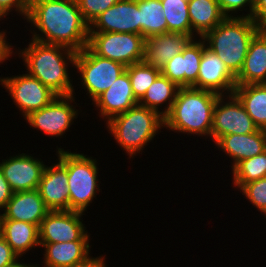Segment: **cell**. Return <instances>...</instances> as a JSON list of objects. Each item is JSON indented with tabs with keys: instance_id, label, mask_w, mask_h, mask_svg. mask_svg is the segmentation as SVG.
Returning a JSON list of instances; mask_svg holds the SVG:
<instances>
[{
	"instance_id": "cell-12",
	"label": "cell",
	"mask_w": 266,
	"mask_h": 267,
	"mask_svg": "<svg viewBox=\"0 0 266 267\" xmlns=\"http://www.w3.org/2000/svg\"><path fill=\"white\" fill-rule=\"evenodd\" d=\"M83 215L85 213L71 210L49 211L39 226L40 243L89 241Z\"/></svg>"
},
{
	"instance_id": "cell-21",
	"label": "cell",
	"mask_w": 266,
	"mask_h": 267,
	"mask_svg": "<svg viewBox=\"0 0 266 267\" xmlns=\"http://www.w3.org/2000/svg\"><path fill=\"white\" fill-rule=\"evenodd\" d=\"M49 211L39 190L35 189L14 192L0 216L1 219L24 221L40 226Z\"/></svg>"
},
{
	"instance_id": "cell-6",
	"label": "cell",
	"mask_w": 266,
	"mask_h": 267,
	"mask_svg": "<svg viewBox=\"0 0 266 267\" xmlns=\"http://www.w3.org/2000/svg\"><path fill=\"white\" fill-rule=\"evenodd\" d=\"M56 147L57 160L67 169L69 210L85 213L101 190L99 164L92 156Z\"/></svg>"
},
{
	"instance_id": "cell-28",
	"label": "cell",
	"mask_w": 266,
	"mask_h": 267,
	"mask_svg": "<svg viewBox=\"0 0 266 267\" xmlns=\"http://www.w3.org/2000/svg\"><path fill=\"white\" fill-rule=\"evenodd\" d=\"M140 35L144 38L168 33L161 0H138Z\"/></svg>"
},
{
	"instance_id": "cell-39",
	"label": "cell",
	"mask_w": 266,
	"mask_h": 267,
	"mask_svg": "<svg viewBox=\"0 0 266 267\" xmlns=\"http://www.w3.org/2000/svg\"><path fill=\"white\" fill-rule=\"evenodd\" d=\"M106 257L103 255L92 257L91 255L88 256L81 262L76 263L72 267H106Z\"/></svg>"
},
{
	"instance_id": "cell-29",
	"label": "cell",
	"mask_w": 266,
	"mask_h": 267,
	"mask_svg": "<svg viewBox=\"0 0 266 267\" xmlns=\"http://www.w3.org/2000/svg\"><path fill=\"white\" fill-rule=\"evenodd\" d=\"M234 185L238 191L247 183L266 177V150L237 163L231 170Z\"/></svg>"
},
{
	"instance_id": "cell-3",
	"label": "cell",
	"mask_w": 266,
	"mask_h": 267,
	"mask_svg": "<svg viewBox=\"0 0 266 267\" xmlns=\"http://www.w3.org/2000/svg\"><path fill=\"white\" fill-rule=\"evenodd\" d=\"M219 96L209 90L179 88L171 110L164 116V128L211 139L213 110Z\"/></svg>"
},
{
	"instance_id": "cell-15",
	"label": "cell",
	"mask_w": 266,
	"mask_h": 267,
	"mask_svg": "<svg viewBox=\"0 0 266 267\" xmlns=\"http://www.w3.org/2000/svg\"><path fill=\"white\" fill-rule=\"evenodd\" d=\"M236 86V76L214 52L205 47L197 82L192 88L209 90L219 95H230Z\"/></svg>"
},
{
	"instance_id": "cell-11",
	"label": "cell",
	"mask_w": 266,
	"mask_h": 267,
	"mask_svg": "<svg viewBox=\"0 0 266 267\" xmlns=\"http://www.w3.org/2000/svg\"><path fill=\"white\" fill-rule=\"evenodd\" d=\"M259 128L247 114L242 103L234 95H220L213 110L211 140L215 143L221 136L254 133Z\"/></svg>"
},
{
	"instance_id": "cell-5",
	"label": "cell",
	"mask_w": 266,
	"mask_h": 267,
	"mask_svg": "<svg viewBox=\"0 0 266 267\" xmlns=\"http://www.w3.org/2000/svg\"><path fill=\"white\" fill-rule=\"evenodd\" d=\"M260 27L249 17H226L202 39L236 76L242 69L253 37Z\"/></svg>"
},
{
	"instance_id": "cell-17",
	"label": "cell",
	"mask_w": 266,
	"mask_h": 267,
	"mask_svg": "<svg viewBox=\"0 0 266 267\" xmlns=\"http://www.w3.org/2000/svg\"><path fill=\"white\" fill-rule=\"evenodd\" d=\"M92 104L99 111L98 117L105 122L137 105L138 100L133 94L127 71L125 70L114 84L98 96Z\"/></svg>"
},
{
	"instance_id": "cell-43",
	"label": "cell",
	"mask_w": 266,
	"mask_h": 267,
	"mask_svg": "<svg viewBox=\"0 0 266 267\" xmlns=\"http://www.w3.org/2000/svg\"><path fill=\"white\" fill-rule=\"evenodd\" d=\"M0 236H1V216H0Z\"/></svg>"
},
{
	"instance_id": "cell-24",
	"label": "cell",
	"mask_w": 266,
	"mask_h": 267,
	"mask_svg": "<svg viewBox=\"0 0 266 267\" xmlns=\"http://www.w3.org/2000/svg\"><path fill=\"white\" fill-rule=\"evenodd\" d=\"M1 236L19 257L40 248L39 226L29 222L1 219Z\"/></svg>"
},
{
	"instance_id": "cell-27",
	"label": "cell",
	"mask_w": 266,
	"mask_h": 267,
	"mask_svg": "<svg viewBox=\"0 0 266 267\" xmlns=\"http://www.w3.org/2000/svg\"><path fill=\"white\" fill-rule=\"evenodd\" d=\"M178 90L179 87L161 73L138 101V104L155 110L164 117L171 110ZM163 104L164 108H162Z\"/></svg>"
},
{
	"instance_id": "cell-22",
	"label": "cell",
	"mask_w": 266,
	"mask_h": 267,
	"mask_svg": "<svg viewBox=\"0 0 266 267\" xmlns=\"http://www.w3.org/2000/svg\"><path fill=\"white\" fill-rule=\"evenodd\" d=\"M236 84H266V29L253 37L242 69L236 75Z\"/></svg>"
},
{
	"instance_id": "cell-32",
	"label": "cell",
	"mask_w": 266,
	"mask_h": 267,
	"mask_svg": "<svg viewBox=\"0 0 266 267\" xmlns=\"http://www.w3.org/2000/svg\"><path fill=\"white\" fill-rule=\"evenodd\" d=\"M239 191L262 215L266 212V177L245 184Z\"/></svg>"
},
{
	"instance_id": "cell-8",
	"label": "cell",
	"mask_w": 266,
	"mask_h": 267,
	"mask_svg": "<svg viewBox=\"0 0 266 267\" xmlns=\"http://www.w3.org/2000/svg\"><path fill=\"white\" fill-rule=\"evenodd\" d=\"M87 46L95 54L127 67L143 61L145 38L135 33L89 32Z\"/></svg>"
},
{
	"instance_id": "cell-16",
	"label": "cell",
	"mask_w": 266,
	"mask_h": 267,
	"mask_svg": "<svg viewBox=\"0 0 266 267\" xmlns=\"http://www.w3.org/2000/svg\"><path fill=\"white\" fill-rule=\"evenodd\" d=\"M89 32H124L140 35L138 0H120L100 14Z\"/></svg>"
},
{
	"instance_id": "cell-42",
	"label": "cell",
	"mask_w": 266,
	"mask_h": 267,
	"mask_svg": "<svg viewBox=\"0 0 266 267\" xmlns=\"http://www.w3.org/2000/svg\"><path fill=\"white\" fill-rule=\"evenodd\" d=\"M14 50H0V64H4L6 60H10L13 55Z\"/></svg>"
},
{
	"instance_id": "cell-35",
	"label": "cell",
	"mask_w": 266,
	"mask_h": 267,
	"mask_svg": "<svg viewBox=\"0 0 266 267\" xmlns=\"http://www.w3.org/2000/svg\"><path fill=\"white\" fill-rule=\"evenodd\" d=\"M31 0H0V16L3 19L10 15V12H17V16L25 21L29 12ZM19 14V15H18Z\"/></svg>"
},
{
	"instance_id": "cell-41",
	"label": "cell",
	"mask_w": 266,
	"mask_h": 267,
	"mask_svg": "<svg viewBox=\"0 0 266 267\" xmlns=\"http://www.w3.org/2000/svg\"><path fill=\"white\" fill-rule=\"evenodd\" d=\"M21 257H19L16 261H14L13 263L3 266V267H36V264L33 263H28L27 262H21L20 261Z\"/></svg>"
},
{
	"instance_id": "cell-31",
	"label": "cell",
	"mask_w": 266,
	"mask_h": 267,
	"mask_svg": "<svg viewBox=\"0 0 266 267\" xmlns=\"http://www.w3.org/2000/svg\"><path fill=\"white\" fill-rule=\"evenodd\" d=\"M125 70L129 75L133 94L138 101L161 74L160 69L151 67L144 61L127 66Z\"/></svg>"
},
{
	"instance_id": "cell-30",
	"label": "cell",
	"mask_w": 266,
	"mask_h": 267,
	"mask_svg": "<svg viewBox=\"0 0 266 267\" xmlns=\"http://www.w3.org/2000/svg\"><path fill=\"white\" fill-rule=\"evenodd\" d=\"M168 33H186L192 37L188 0H161Z\"/></svg>"
},
{
	"instance_id": "cell-4",
	"label": "cell",
	"mask_w": 266,
	"mask_h": 267,
	"mask_svg": "<svg viewBox=\"0 0 266 267\" xmlns=\"http://www.w3.org/2000/svg\"><path fill=\"white\" fill-rule=\"evenodd\" d=\"M104 125L130 159L138 153L142 154L146 145L160 134L159 130L164 129V117L155 110L137 104L112 117Z\"/></svg>"
},
{
	"instance_id": "cell-33",
	"label": "cell",
	"mask_w": 266,
	"mask_h": 267,
	"mask_svg": "<svg viewBox=\"0 0 266 267\" xmlns=\"http://www.w3.org/2000/svg\"><path fill=\"white\" fill-rule=\"evenodd\" d=\"M83 19L90 25L100 14L120 0H76Z\"/></svg>"
},
{
	"instance_id": "cell-9",
	"label": "cell",
	"mask_w": 266,
	"mask_h": 267,
	"mask_svg": "<svg viewBox=\"0 0 266 267\" xmlns=\"http://www.w3.org/2000/svg\"><path fill=\"white\" fill-rule=\"evenodd\" d=\"M75 98L74 94L57 96L48 105L31 112L24 119L30 128L40 130L42 134L51 138H62L80 113V110L75 108L78 107L77 104L79 105L75 102Z\"/></svg>"
},
{
	"instance_id": "cell-7",
	"label": "cell",
	"mask_w": 266,
	"mask_h": 267,
	"mask_svg": "<svg viewBox=\"0 0 266 267\" xmlns=\"http://www.w3.org/2000/svg\"><path fill=\"white\" fill-rule=\"evenodd\" d=\"M74 68L80 75L81 88L92 102L108 90L126 69L119 62L95 54L88 46L76 53Z\"/></svg>"
},
{
	"instance_id": "cell-40",
	"label": "cell",
	"mask_w": 266,
	"mask_h": 267,
	"mask_svg": "<svg viewBox=\"0 0 266 267\" xmlns=\"http://www.w3.org/2000/svg\"><path fill=\"white\" fill-rule=\"evenodd\" d=\"M6 31V32H5ZM7 30L2 29V31L0 30V50H13V48L15 46L11 44H9L10 42H8L7 40Z\"/></svg>"
},
{
	"instance_id": "cell-26",
	"label": "cell",
	"mask_w": 266,
	"mask_h": 267,
	"mask_svg": "<svg viewBox=\"0 0 266 267\" xmlns=\"http://www.w3.org/2000/svg\"><path fill=\"white\" fill-rule=\"evenodd\" d=\"M233 94L242 103L254 124L266 130V84L236 86Z\"/></svg>"
},
{
	"instance_id": "cell-1",
	"label": "cell",
	"mask_w": 266,
	"mask_h": 267,
	"mask_svg": "<svg viewBox=\"0 0 266 267\" xmlns=\"http://www.w3.org/2000/svg\"><path fill=\"white\" fill-rule=\"evenodd\" d=\"M26 22L35 41L76 52L88 45L89 25L76 0H31Z\"/></svg>"
},
{
	"instance_id": "cell-2",
	"label": "cell",
	"mask_w": 266,
	"mask_h": 267,
	"mask_svg": "<svg viewBox=\"0 0 266 267\" xmlns=\"http://www.w3.org/2000/svg\"><path fill=\"white\" fill-rule=\"evenodd\" d=\"M28 43L25 48H13V55L16 56V53L23 60L25 72L37 78L57 96L76 94L69 67H74L77 52L65 46L45 44L33 39Z\"/></svg>"
},
{
	"instance_id": "cell-19",
	"label": "cell",
	"mask_w": 266,
	"mask_h": 267,
	"mask_svg": "<svg viewBox=\"0 0 266 267\" xmlns=\"http://www.w3.org/2000/svg\"><path fill=\"white\" fill-rule=\"evenodd\" d=\"M193 38L186 33L156 34L145 38L143 61L162 69L174 56L181 53Z\"/></svg>"
},
{
	"instance_id": "cell-37",
	"label": "cell",
	"mask_w": 266,
	"mask_h": 267,
	"mask_svg": "<svg viewBox=\"0 0 266 267\" xmlns=\"http://www.w3.org/2000/svg\"><path fill=\"white\" fill-rule=\"evenodd\" d=\"M252 19L260 29H266V0H254Z\"/></svg>"
},
{
	"instance_id": "cell-14",
	"label": "cell",
	"mask_w": 266,
	"mask_h": 267,
	"mask_svg": "<svg viewBox=\"0 0 266 267\" xmlns=\"http://www.w3.org/2000/svg\"><path fill=\"white\" fill-rule=\"evenodd\" d=\"M205 47L206 44L202 38L192 39L181 53L166 63L161 73L179 88L192 87L197 82Z\"/></svg>"
},
{
	"instance_id": "cell-36",
	"label": "cell",
	"mask_w": 266,
	"mask_h": 267,
	"mask_svg": "<svg viewBox=\"0 0 266 267\" xmlns=\"http://www.w3.org/2000/svg\"><path fill=\"white\" fill-rule=\"evenodd\" d=\"M18 258L19 256L12 250L6 240L0 236V267L9 265Z\"/></svg>"
},
{
	"instance_id": "cell-23",
	"label": "cell",
	"mask_w": 266,
	"mask_h": 267,
	"mask_svg": "<svg viewBox=\"0 0 266 267\" xmlns=\"http://www.w3.org/2000/svg\"><path fill=\"white\" fill-rule=\"evenodd\" d=\"M90 241L40 243L44 247L42 267H72L90 256ZM36 267H40L39 263Z\"/></svg>"
},
{
	"instance_id": "cell-20",
	"label": "cell",
	"mask_w": 266,
	"mask_h": 267,
	"mask_svg": "<svg viewBox=\"0 0 266 267\" xmlns=\"http://www.w3.org/2000/svg\"><path fill=\"white\" fill-rule=\"evenodd\" d=\"M216 148L231 159L232 169L242 160L259 155L266 150V130L258 129L249 134H229L215 142Z\"/></svg>"
},
{
	"instance_id": "cell-38",
	"label": "cell",
	"mask_w": 266,
	"mask_h": 267,
	"mask_svg": "<svg viewBox=\"0 0 266 267\" xmlns=\"http://www.w3.org/2000/svg\"><path fill=\"white\" fill-rule=\"evenodd\" d=\"M13 191L0 169V213L5 209L7 202L11 199Z\"/></svg>"
},
{
	"instance_id": "cell-34",
	"label": "cell",
	"mask_w": 266,
	"mask_h": 267,
	"mask_svg": "<svg viewBox=\"0 0 266 267\" xmlns=\"http://www.w3.org/2000/svg\"><path fill=\"white\" fill-rule=\"evenodd\" d=\"M217 2L219 4V7H220L222 13L226 17H233V15H234V17L252 18V16H253L254 0H217ZM244 10H245V12L248 10L247 11L248 13L244 14L242 12ZM239 11L242 12V15H240V14L235 15V14H238Z\"/></svg>"
},
{
	"instance_id": "cell-10",
	"label": "cell",
	"mask_w": 266,
	"mask_h": 267,
	"mask_svg": "<svg viewBox=\"0 0 266 267\" xmlns=\"http://www.w3.org/2000/svg\"><path fill=\"white\" fill-rule=\"evenodd\" d=\"M0 85L6 89L5 92L9 93L8 95L24 118L31 112L45 107L57 97L37 78L27 73L4 78L2 76L0 77Z\"/></svg>"
},
{
	"instance_id": "cell-13",
	"label": "cell",
	"mask_w": 266,
	"mask_h": 267,
	"mask_svg": "<svg viewBox=\"0 0 266 267\" xmlns=\"http://www.w3.org/2000/svg\"><path fill=\"white\" fill-rule=\"evenodd\" d=\"M45 162L32 154L18 153L2 159L0 169L13 192L38 189Z\"/></svg>"
},
{
	"instance_id": "cell-25",
	"label": "cell",
	"mask_w": 266,
	"mask_h": 267,
	"mask_svg": "<svg viewBox=\"0 0 266 267\" xmlns=\"http://www.w3.org/2000/svg\"><path fill=\"white\" fill-rule=\"evenodd\" d=\"M188 13L193 39L202 38L226 18L217 0H188Z\"/></svg>"
},
{
	"instance_id": "cell-18",
	"label": "cell",
	"mask_w": 266,
	"mask_h": 267,
	"mask_svg": "<svg viewBox=\"0 0 266 267\" xmlns=\"http://www.w3.org/2000/svg\"><path fill=\"white\" fill-rule=\"evenodd\" d=\"M55 161L56 164L45 166L38 190L50 211L69 210L67 169L59 160Z\"/></svg>"
}]
</instances>
